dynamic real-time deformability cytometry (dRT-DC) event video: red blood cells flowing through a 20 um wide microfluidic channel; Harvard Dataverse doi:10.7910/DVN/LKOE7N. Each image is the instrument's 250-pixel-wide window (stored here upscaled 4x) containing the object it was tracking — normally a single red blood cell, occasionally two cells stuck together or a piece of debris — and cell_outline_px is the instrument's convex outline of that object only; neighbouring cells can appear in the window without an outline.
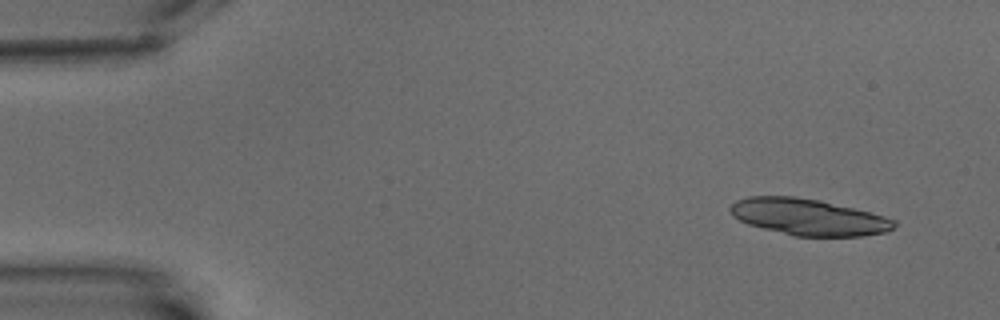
{"species": "common noctule bat (a hibernating species)", "species_latin": "Nyctalus noctula", "temperature_condition": "warm", "stored_images_in_passage": 5, "camera_frame_rate_fps": 3000, "um_per_image_px": 0.085, "animal": {"sex": "male", "body_mass_g": 15.6}, "frame": {"image": 1, "passage_image": 1, "time_ms": 0.0, "image_size_px": [1000, 320], "cell_outline_px": [[896, 224], [892, 228], [884, 232], [860, 236], [792, 236], [748, 224], [732, 216], [728, 208], [736, 200], [748, 196], [796, 196], [820, 200], [884, 216], [896, 220]], "centroid_in_image_um": [68.66, 18.44], "position_along_channel_um": 16.3, "area_um2": 34.68}}